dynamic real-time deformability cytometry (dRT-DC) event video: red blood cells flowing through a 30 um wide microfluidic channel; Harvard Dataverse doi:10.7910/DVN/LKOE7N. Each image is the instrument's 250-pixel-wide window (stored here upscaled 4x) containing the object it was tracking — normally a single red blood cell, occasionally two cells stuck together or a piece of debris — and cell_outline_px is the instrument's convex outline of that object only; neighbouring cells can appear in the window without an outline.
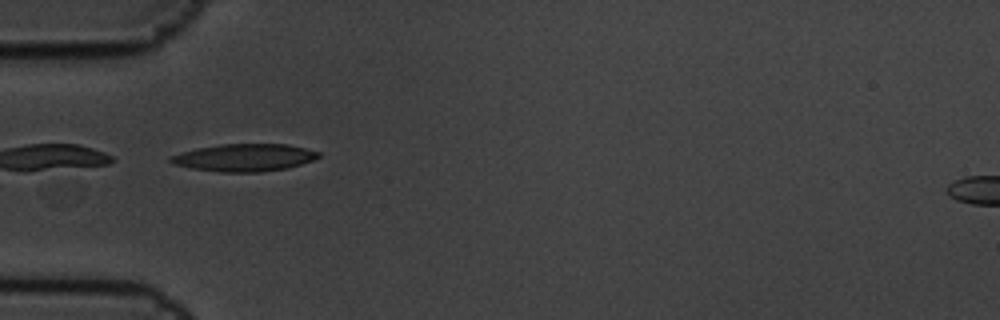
{"species": "common noctule bat (a hibernating species)", "species_latin": "Nyctalus noctula", "temperature_condition": "cold", "stored_images_in_passage": 11, "segment_of_instrument_passage": [2, 2], "camera_frame_rate_fps": 3000, "um_per_image_px": 0.085, "animal": {"sex": "male", "body_mass_g": 19.5, "forearm_length_mm": 54.6}, "frame": {"image": 1, "passage_image": 7, "time_ms": 2.0, "image_size_px": [1000, 320], "cell_outline_px": [[320, 156], [312, 160], [288, 168], [260, 172], [220, 172], [192, 168], [172, 164], [168, 160], [168, 156], [180, 152], [196, 148], [220, 144], [288, 144], [320, 152]], "centroid_in_image_um": [20.72, 13.39], "position_along_channel_um": 64.3, "area_um2": 23.76}}
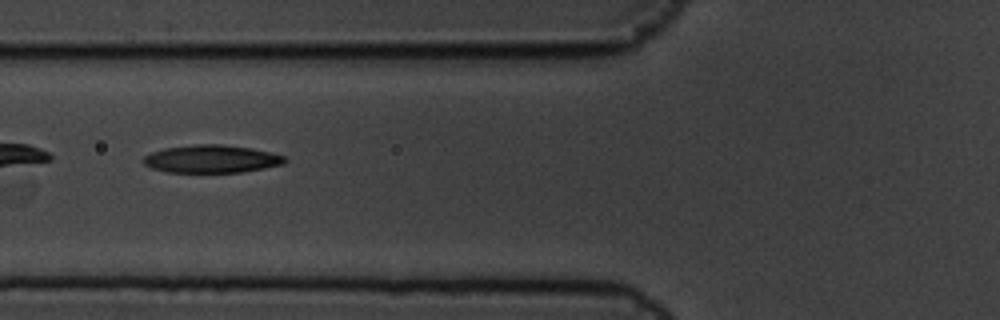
{"frame": {"image": 2, "passage_image": 8, "time_ms": 2.333, "image_size_px": [1000, 320], "cell_outline_px": [[288, 160], [284, 164], [244, 172], [168, 172], [152, 168], [144, 164], [144, 156], [152, 152], [164, 148], [196, 144], [220, 144], [252, 148], [284, 156]], "centroid_in_image_um": [17.99, 13.51], "position_along_channel_um": 107.8, "area_um2": 22.83}}
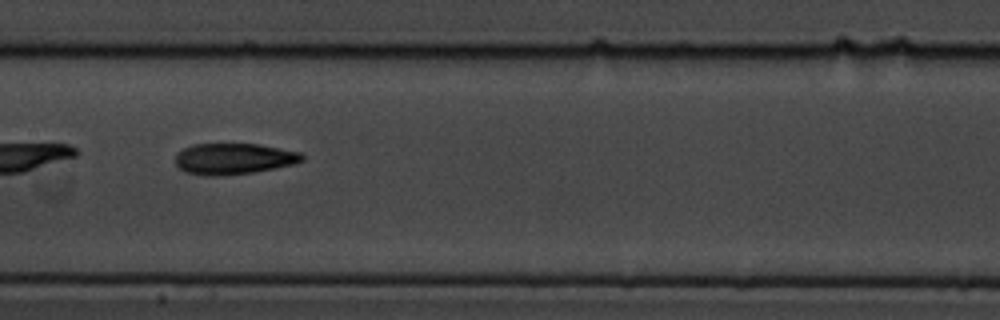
{"frame": {"image": 3, "passage_image": 10, "time_ms": 3.0, "image_size_px": [1000, 320], "cell_outline_px": [[304, 160], [296, 164], [276, 168], [252, 172], [220, 176], [204, 176], [184, 172], [176, 164], [176, 152], [192, 144], [256, 144], [280, 148], [300, 152], [304, 156]], "centroid_in_image_um": [19.86, 13.5], "position_along_channel_um": 187.5, "area_um2": 23.12}}